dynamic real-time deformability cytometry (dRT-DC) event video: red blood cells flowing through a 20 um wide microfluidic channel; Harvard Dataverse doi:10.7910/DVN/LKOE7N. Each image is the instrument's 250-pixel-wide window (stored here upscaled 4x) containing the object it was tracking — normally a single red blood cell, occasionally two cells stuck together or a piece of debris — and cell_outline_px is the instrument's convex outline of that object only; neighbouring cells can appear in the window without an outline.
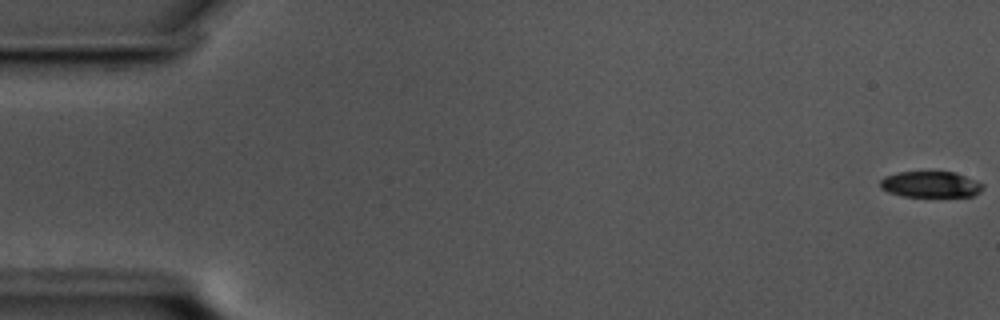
{"species": "common noctule bat (a hibernating species)", "species_latin": "Nyctalus noctula", "temperature_condition": "cold", "stored_images_in_passage": 59, "camera_frame_rate_fps": 3000, "um_per_image_px": 0.085, "animal": {"sex": "male", "body_mass_g": 17.5, "forearm_length_mm": 52.3}, "frame": {"image": 1, "passage_image": 1, "time_ms": 0.0, "image_size_px": [1000, 320], "cell_outline_px": [[984, 188], [980, 192], [972, 196], [904, 196], [888, 192], [880, 188], [880, 180], [884, 176], [900, 172], [956, 172], [984, 184]], "centroid_in_image_um": [79.1, 15.67], "position_along_channel_um": 5.9, "area_um2": 15.55}}
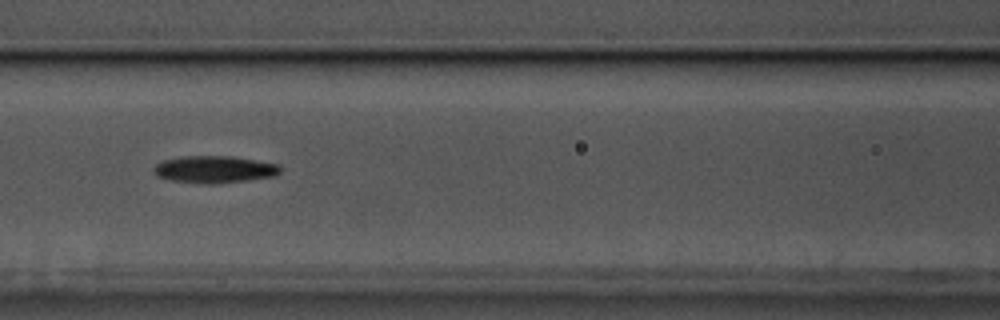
{"frame": {"image": 2, "passage_image": 26, "time_ms": 8.333, "image_size_px": [1000, 320], "cell_outline_px": [[280, 172], [276, 176], [216, 184], [204, 184], [172, 180], [156, 176], [152, 172], [152, 168], [156, 164], [164, 160], [184, 156], [232, 156], [280, 164]], "centroid_in_image_um": [18.22, 14.4], "position_along_channel_um": 148.4, "area_um2": 20.11}}
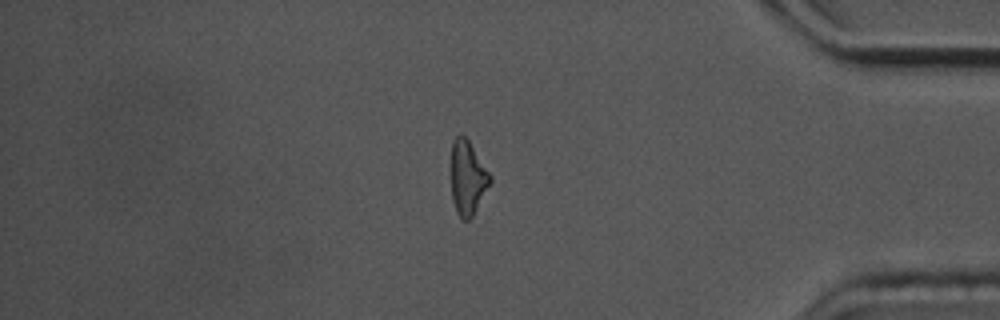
{"frame": {"image": 3, "passage_image": 50, "time_ms": 16.333, "image_size_px": [1000, 320], "cell_outline_px": [[492, 180], [472, 216], [468, 220], [464, 220], [456, 212], [452, 200], [448, 168], [452, 140], [460, 132], [468, 140], [492, 176]], "centroid_in_image_um": [39.67, 15.06], "position_along_channel_um": 395.5, "area_um2": 17.46}, "authors_computed_cell_mechanics": {"area_um2": 18.1492, "velocity_mm_per_s": 3.485, "shape_relaxation_time_tau1_ms": 2.4364, "shape_relaxation_time_tau2_ms": null, "deformation_change_tau1": 0.1626, "deformation_change_tau2": null}}